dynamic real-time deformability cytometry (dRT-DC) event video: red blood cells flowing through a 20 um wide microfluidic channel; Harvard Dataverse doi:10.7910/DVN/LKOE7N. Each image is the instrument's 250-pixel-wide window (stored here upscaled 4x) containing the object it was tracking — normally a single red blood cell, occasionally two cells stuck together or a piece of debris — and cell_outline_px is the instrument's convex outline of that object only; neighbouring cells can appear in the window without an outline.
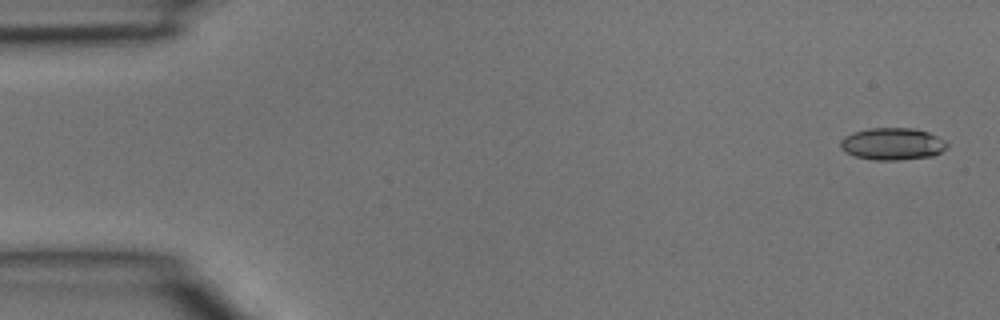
{"species": "common noctule bat (a hibernating species)", "species_latin": "Nyctalus noctula", "temperature_condition": "room temperature", "stored_images_in_passage": 5, "segment_of_instrument_passage": [1, 2], "camera_frame_rate_fps": 3000, "um_per_image_px": 0.085, "animal": {"sex": "male", "body_mass_g": 15.6}, "frame": {"image": 1, "passage_image": 1, "time_ms": 0.0, "image_size_px": [1000, 320], "cell_outline_px": [[948, 148], [932, 156], [896, 160], [876, 160], [856, 156], [840, 148], [840, 140], [844, 136], [852, 132], [868, 128], [912, 128], [928, 132], [944, 140], [948, 144]], "centroid_in_image_um": [75.85, 12.22], "position_along_channel_um": 9.1, "area_um2": 19.88}}